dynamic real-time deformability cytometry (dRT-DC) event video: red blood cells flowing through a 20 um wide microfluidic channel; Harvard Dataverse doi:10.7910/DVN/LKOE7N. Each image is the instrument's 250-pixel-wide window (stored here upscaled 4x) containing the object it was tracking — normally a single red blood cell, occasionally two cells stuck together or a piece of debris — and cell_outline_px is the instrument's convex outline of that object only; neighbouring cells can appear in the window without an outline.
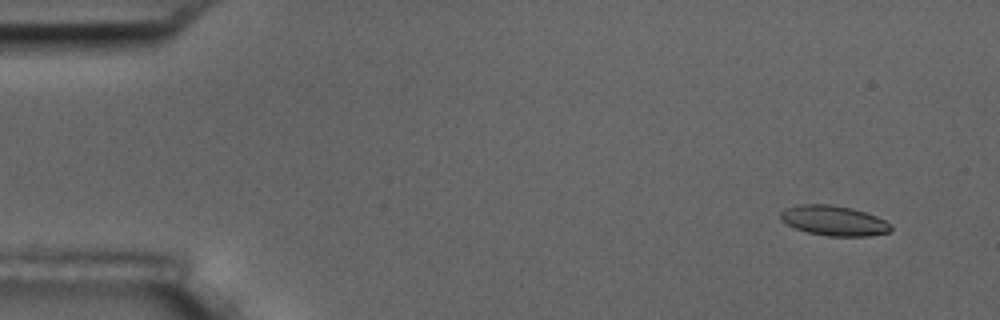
{"species": "common noctule bat (a hibernating species)", "species_latin": "Nyctalus noctula", "temperature_condition": "room temperature", "stored_images_in_passage": 7, "camera_frame_rate_fps": 3000, "um_per_image_px": 0.085, "animal": {"sex": "male", "body_mass_g": 17.5, "forearm_length_mm": 52.3}, "frame": {"image": 1, "passage_image": 2, "time_ms": 1.333, "image_size_px": [1000, 320], "cell_outline_px": [[892, 228], [888, 232], [868, 236], [828, 236], [808, 232], [796, 228], [780, 220], [780, 212], [784, 208], [800, 204], [832, 204], [852, 208], [876, 216], [884, 220]], "centroid_in_image_um": [70.84, 18.74], "position_along_channel_um": 14.2, "area_um2": 19.19}}
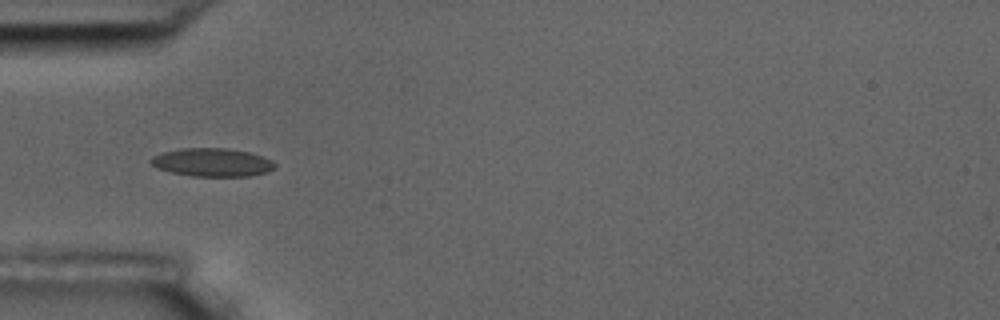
{"frame": {"image": 2, "passage_image": 6, "time_ms": 6.0, "image_size_px": [1000, 320], "cell_outline_px": [[276, 164], [268, 172], [248, 176], [192, 176], [172, 172], [156, 168], [148, 160], [152, 156], [160, 152], [180, 148], [224, 148], [248, 152], [264, 156], [272, 160]], "centroid_in_image_um": [18.0, 13.79], "position_along_channel_um": 67.0, "area_um2": 20.52}}